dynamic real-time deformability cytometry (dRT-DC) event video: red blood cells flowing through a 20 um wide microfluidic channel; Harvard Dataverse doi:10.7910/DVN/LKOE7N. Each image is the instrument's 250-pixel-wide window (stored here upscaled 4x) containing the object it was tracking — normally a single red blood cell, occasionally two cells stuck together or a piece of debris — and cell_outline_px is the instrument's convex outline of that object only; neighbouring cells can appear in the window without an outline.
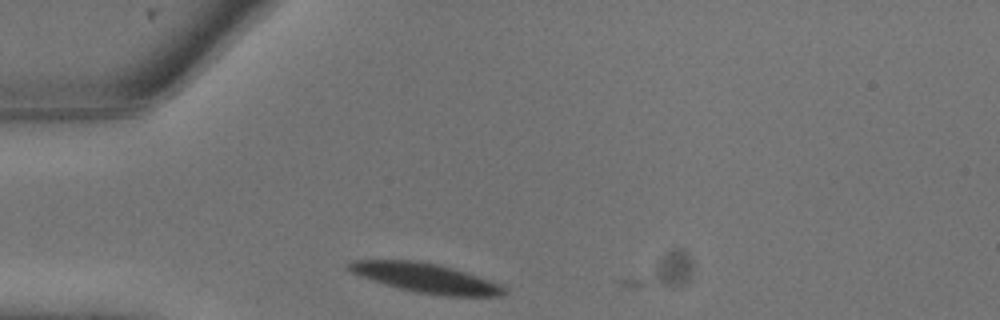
{"species": "common noctule bat (a hibernating species)", "species_latin": "Nyctalus noctula", "temperature_condition": "warm", "stored_images_in_passage": 3, "camera_frame_rate_fps": 3000, "um_per_image_px": 0.085, "animal": {"sex": "male", "body_mass_g": 13.3}, "frame": {"image": 1, "passage_image": 1, "time_ms": 0.0, "image_size_px": [1000, 320], "cell_outline_px": [[508, 292], [504, 296], [448, 296], [416, 292], [400, 288], [372, 280], [360, 276], [352, 272], [348, 268], [348, 264], [352, 260], [416, 260], [436, 264], [452, 268], [500, 284], [508, 288]], "centroid_in_image_um": [36.23, 23.63], "position_along_channel_um": 48.8, "area_um2": 26.3}}